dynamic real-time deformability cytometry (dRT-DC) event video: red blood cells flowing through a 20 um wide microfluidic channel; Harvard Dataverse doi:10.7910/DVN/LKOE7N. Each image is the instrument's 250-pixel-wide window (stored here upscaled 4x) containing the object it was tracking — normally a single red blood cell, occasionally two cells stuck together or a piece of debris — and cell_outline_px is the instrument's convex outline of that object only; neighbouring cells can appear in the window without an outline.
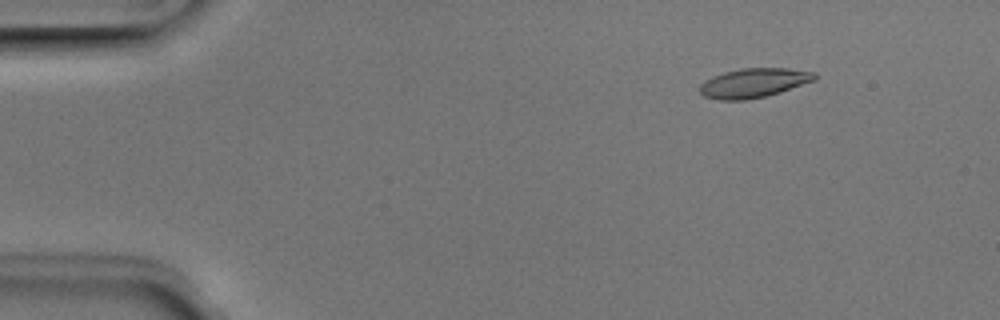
{"species": "Egyptian fruit bat (a non-hibernating species)", "species_latin": "Rousettus aegyptiacus", "temperature_condition": "room temperature", "stored_images_in_passage": 17, "camera_frame_rate_fps": 3000, "um_per_image_px": 0.085, "animal": {"sex": "male"}, "frame": {"image": 1, "passage_image": 7, "time_ms": 2.0, "image_size_px": [1000, 320], "cell_outline_px": [[816, 80], [780, 92], [764, 96], [744, 100], [720, 100], [704, 96], [700, 92], [700, 84], [704, 80], [712, 76], [724, 72], [740, 68], [788, 68], [816, 72]], "centroid_in_image_um": [64.07, 7.04], "position_along_channel_um": 20.9, "area_um2": 19.65}}
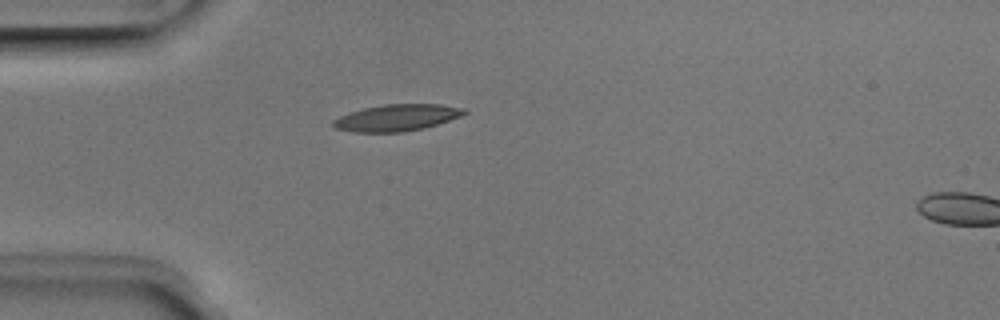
{"frame": {"image": 2, "passage_image": 15, "time_ms": 4.667, "image_size_px": [1000, 320], "cell_outline_px": [[468, 112], [460, 116], [424, 128], [400, 132], [352, 132], [336, 128], [332, 124], [332, 120], [340, 116], [364, 108], [384, 104], [440, 104], [464, 108]], "centroid_in_image_um": [33.72, 10.0], "position_along_channel_um": 51.3, "area_um2": 20.11}}